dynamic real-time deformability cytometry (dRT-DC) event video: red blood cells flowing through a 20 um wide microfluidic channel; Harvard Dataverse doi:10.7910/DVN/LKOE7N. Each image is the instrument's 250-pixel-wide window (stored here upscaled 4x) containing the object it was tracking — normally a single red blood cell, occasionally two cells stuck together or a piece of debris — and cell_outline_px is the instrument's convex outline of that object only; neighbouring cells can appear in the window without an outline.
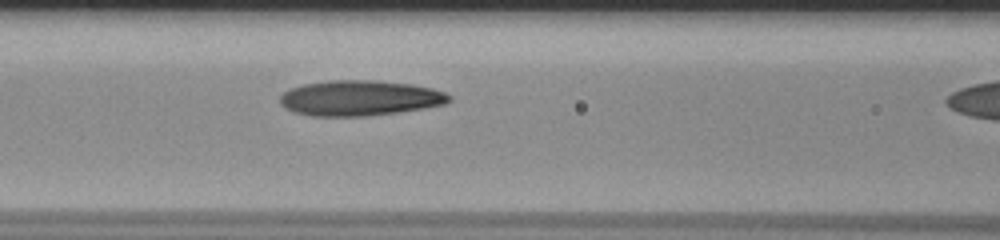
{"species": "human", "species_latin": "Homo sapiens", "temperature_condition": "room temperature", "stored_images_in_passage": 36, "camera_frame_rate_fps": 3000, "um_per_image_px": 0.085, "donor": {"sex": "male"}, "frame": {"image": 1, "passage_image": 15, "time_ms": 4.667, "image_size_px": [1000, 240], "cell_outline_px": [[452, 100], [448, 104], [400, 112], [368, 116], [312, 116], [292, 112], [284, 108], [280, 104], [280, 96], [284, 92], [292, 88], [304, 84], [328, 80], [376, 80], [412, 84], [432, 88], [444, 92], [452, 96]], "centroid_in_image_um": [30.61, 8.34], "position_along_channel_um": 136.0, "area_um2": 35.26}}
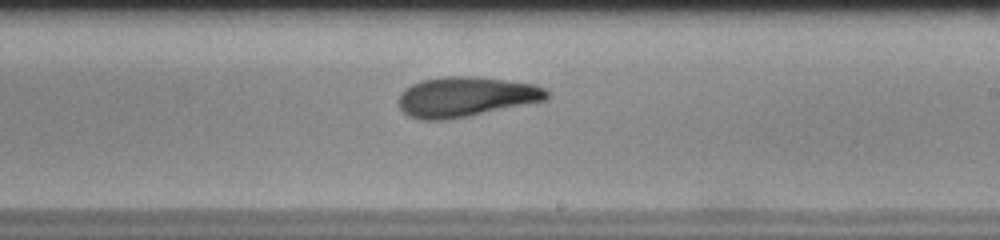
{"frame": {"image": 2, "passage_image": 24, "time_ms": 7.667, "image_size_px": [1000, 240], "cell_outline_px": [[548, 100], [448, 120], [420, 120], [408, 116], [400, 108], [400, 92], [404, 88], [420, 80], [448, 76], [476, 76], [536, 84], [544, 88], [548, 92]], "centroid_in_image_um": [39.59, 8.23], "position_along_channel_um": 249.4, "area_um2": 34.74}}
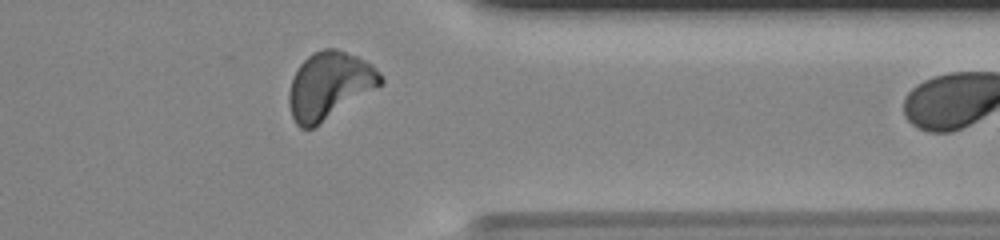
{"frame": {"image": 3, "passage_image": 35, "time_ms": 11.333, "image_size_px": [1000, 240], "cell_outline_px": [[384, 84], [312, 128], [300, 128], [296, 124], [292, 116], [288, 104], [288, 92], [292, 76], [300, 64], [312, 52], [324, 48], [336, 48], [356, 56], [372, 64], [384, 76]], "centroid_in_image_um": [28.0, 7.25], "position_along_channel_um": 383.4, "area_um2": 36.01}}